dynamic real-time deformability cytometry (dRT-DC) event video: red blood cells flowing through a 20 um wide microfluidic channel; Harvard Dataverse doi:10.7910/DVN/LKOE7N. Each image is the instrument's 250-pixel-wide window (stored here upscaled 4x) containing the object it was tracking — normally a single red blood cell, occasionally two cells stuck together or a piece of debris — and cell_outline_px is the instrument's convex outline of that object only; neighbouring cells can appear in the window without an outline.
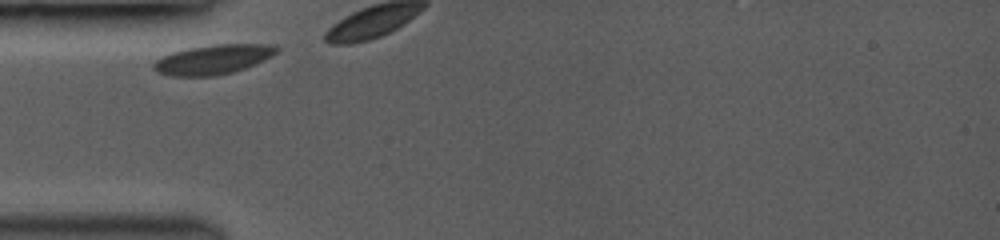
{"species": "common noctule bat (a hibernating species)", "species_latin": "Nyctalus noctula", "temperature_condition": "room temperature", "stored_images_in_passage": 3, "camera_frame_rate_fps": 3500, "um_per_image_px": 0.085, "animal": {"sex": "female", "body_mass_g": 19.0, "forearm_length_mm": 53.3}, "frame": {"image": 1, "passage_image": 1, "time_ms": 0.0, "image_size_px": [1000, 240], "cell_outline_px": [[280, 48], [272, 56], [264, 60], [244, 68], [232, 72], [212, 76], [172, 76], [156, 72], [152, 68], [152, 64], [156, 60], [172, 52], [188, 48], [212, 44], [276, 44]], "centroid_in_image_um": [18.11, 5.04], "position_along_channel_um": 66.9, "area_um2": 21.21}}